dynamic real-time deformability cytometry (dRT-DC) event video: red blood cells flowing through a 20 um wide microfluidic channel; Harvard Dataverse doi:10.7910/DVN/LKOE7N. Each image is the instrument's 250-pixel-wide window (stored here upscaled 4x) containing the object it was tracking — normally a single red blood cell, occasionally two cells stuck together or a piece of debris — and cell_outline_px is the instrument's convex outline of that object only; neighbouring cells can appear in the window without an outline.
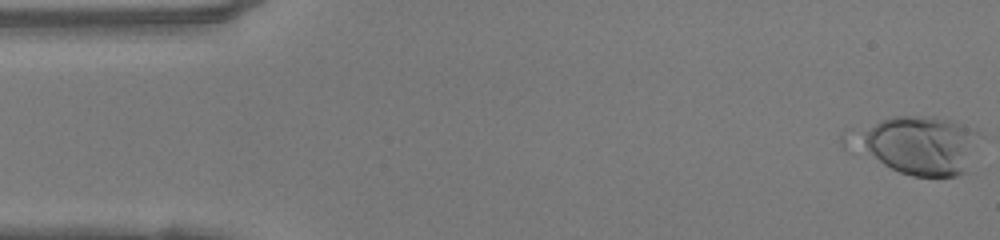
{"species": "human", "species_latin": "Homo sapiens", "temperature_condition": "warm", "stored_images_in_passage": 46, "camera_frame_rate_fps": 3000, "um_per_image_px": 0.085, "donor": {"sex": "female"}, "frame": {"image": 1, "passage_image": 1, "time_ms": 0.0, "image_size_px": [1000, 240], "cell_outline_px": [[984, 136], [964, 172], [956, 176], [912, 176], [900, 172], [848, 152], [844, 148], [840, 140], [840, 136], [844, 128], [892, 116], [936, 116], [952, 120], [976, 128]], "centroid_in_image_um": [77.76, 12.27], "position_along_channel_um": 7.2, "area_um2": 46.93}}
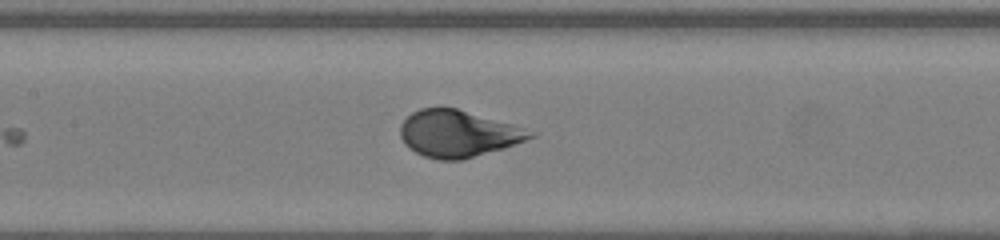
{"frame": {"image": 2, "passage_image": 22, "time_ms": 7.0, "image_size_px": [1000, 240], "cell_outline_px": [[536, 136], [504, 148], [460, 160], [440, 160], [424, 156], [408, 148], [404, 144], [400, 136], [400, 124], [412, 112], [420, 108], [440, 104], [456, 108], [512, 124], [536, 132]], "centroid_in_image_um": [38.88, 11.33], "position_along_channel_um": 168.5, "area_um2": 35.72}}
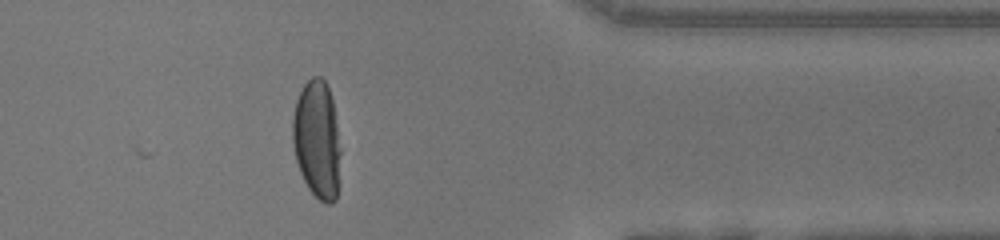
{"frame": {"image": 3, "passage_image": 39, "time_ms": 12.667, "image_size_px": [1000, 240], "cell_outline_px": [[340, 152], [336, 200], [332, 204], [324, 204], [308, 188], [300, 172], [296, 160], [292, 140], [292, 120], [296, 100], [304, 84], [312, 76], [320, 76], [324, 80], [328, 88], [332, 100], [340, 148]], "centroid_in_image_um": [26.93, 11.87], "position_along_channel_um": 384.5, "area_um2": 32.83}}